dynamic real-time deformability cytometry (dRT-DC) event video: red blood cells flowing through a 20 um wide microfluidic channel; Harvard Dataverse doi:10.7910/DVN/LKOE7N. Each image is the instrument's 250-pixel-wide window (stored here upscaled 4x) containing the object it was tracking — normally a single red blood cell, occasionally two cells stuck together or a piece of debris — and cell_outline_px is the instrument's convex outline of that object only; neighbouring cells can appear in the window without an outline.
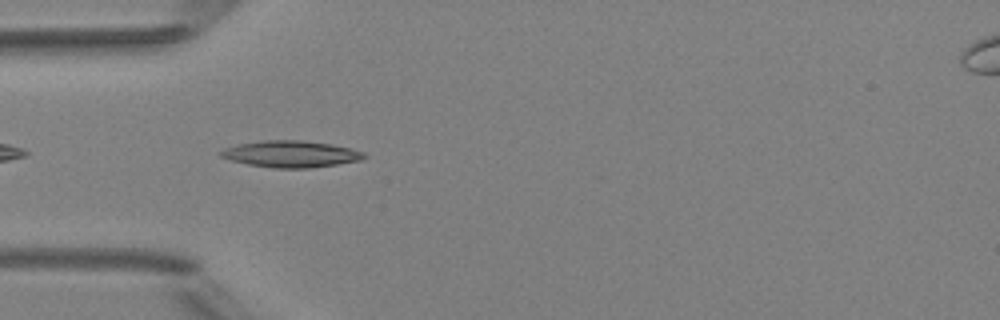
{"species": "Egyptian fruit bat (a non-hibernating species)", "species_latin": "Rousettus aegyptiacus", "temperature_condition": "room temperature", "stored_images_in_passage": 7, "camera_frame_rate_fps": 3000, "um_per_image_px": 0.085, "animal": {"sex": "female"}, "frame": {"image": 1, "passage_image": 5, "time_ms": 4.333, "image_size_px": [1000, 320], "cell_outline_px": [[368, 156], [360, 160], [336, 164], [308, 168], [272, 168], [248, 164], [232, 160], [220, 156], [216, 152], [224, 148], [240, 144], [264, 140], [304, 140], [332, 144], [352, 148], [364, 152]], "centroid_in_image_um": [24.73, 13.08], "position_along_channel_um": 60.3, "area_um2": 22.25}}
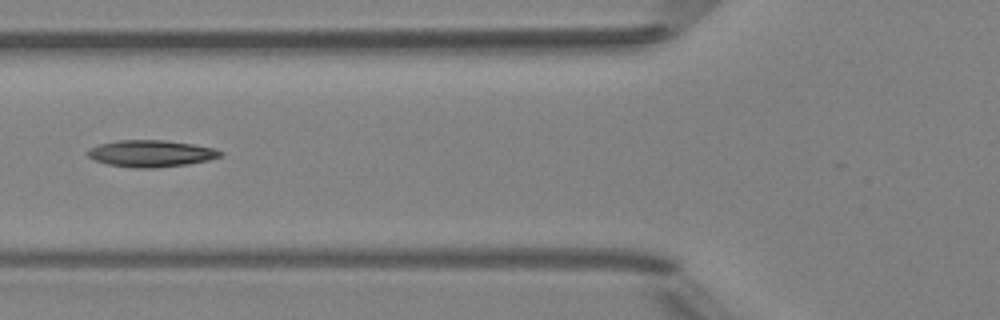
{"frame": {"image": 2, "passage_image": 6, "time_ms": 5.667, "image_size_px": [1000, 320], "cell_outline_px": [[224, 156], [208, 160], [188, 164], [156, 168], [136, 168], [108, 164], [92, 160], [84, 152], [88, 148], [100, 144], [116, 140], [164, 140], [192, 144], [212, 148], [224, 152]], "centroid_in_image_um": [12.8, 13.05], "position_along_channel_um": 113.0, "area_um2": 20.87}}
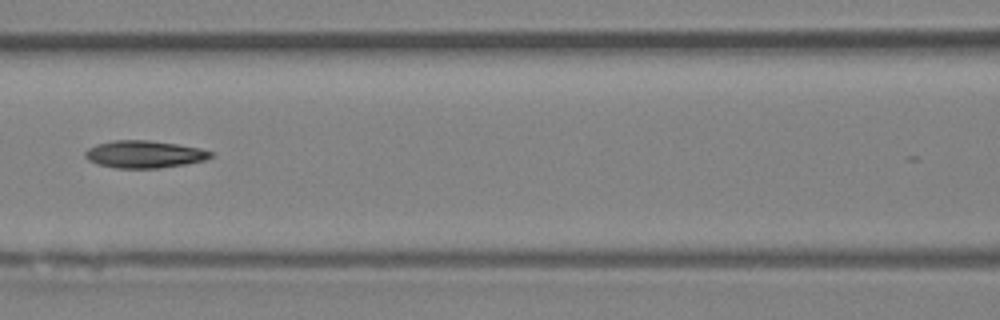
{"frame": {"image": 3, "passage_image": 7, "time_ms": 6.667, "image_size_px": [1000, 320], "cell_outline_px": [[212, 156], [204, 160], [184, 164], [160, 168], [116, 168], [96, 164], [88, 160], [84, 156], [84, 152], [88, 148], [96, 144], [112, 140], [148, 140], [176, 144], [200, 148], [212, 152]], "centroid_in_image_um": [12.21, 13.11], "position_along_channel_um": 154.4, "area_um2": 20.0}}